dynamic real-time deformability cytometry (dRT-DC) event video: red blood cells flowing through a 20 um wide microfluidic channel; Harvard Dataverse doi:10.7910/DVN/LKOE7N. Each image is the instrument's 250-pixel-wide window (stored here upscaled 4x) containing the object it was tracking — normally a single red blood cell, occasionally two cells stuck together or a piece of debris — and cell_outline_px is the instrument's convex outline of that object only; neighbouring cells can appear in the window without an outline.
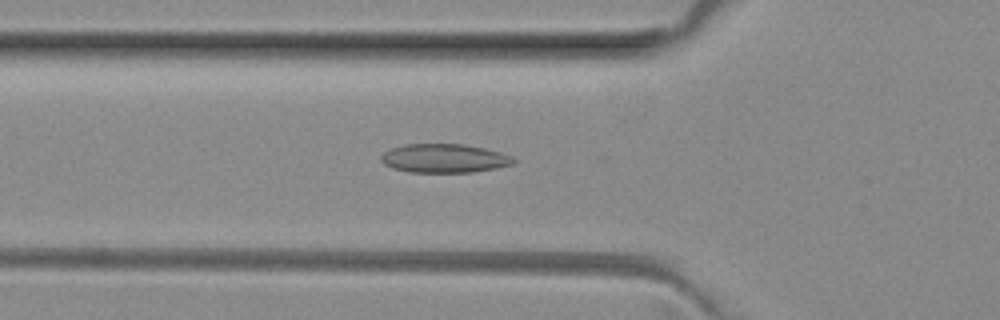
{"species": "common noctule bat (a hibernating species)", "species_latin": "Nyctalus noctula", "temperature_condition": "room temperature", "stored_images_in_passage": 49, "camera_frame_rate_fps": 3000, "um_per_image_px": 0.085, "animal": {"sex": "female", "body_mass_g": 29.2, "forearm_length_mm": 56.3}, "frame": {"image": 1, "passage_image": 16, "time_ms": 5.0, "image_size_px": [1000, 320], "cell_outline_px": [[516, 160], [512, 164], [496, 168], [472, 172], [408, 172], [392, 168], [384, 164], [380, 160], [380, 156], [384, 152], [392, 148], [404, 144], [464, 144], [484, 148], [500, 152], [512, 156]], "centroid_in_image_um": [37.74, 13.45], "position_along_channel_um": 88.1, "area_um2": 22.25}}
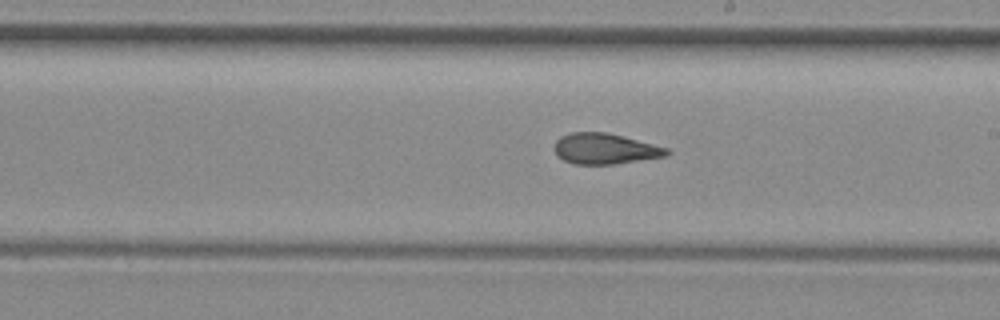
{"frame": {"image": 2, "passage_image": 27, "time_ms": 8.667, "image_size_px": [1000, 320], "cell_outline_px": [[672, 152], [664, 156], [612, 164], [572, 164], [556, 156], [552, 148], [556, 140], [560, 136], [572, 132], [608, 132], [668, 148]], "centroid_in_image_um": [51.35, 12.63], "position_along_channel_um": 237.6, "area_um2": 20.17}}
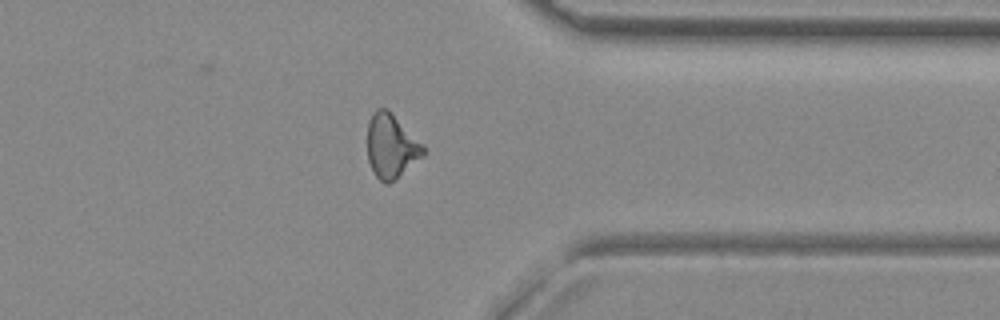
{"frame": {"image": 3, "passage_image": 38, "time_ms": 12.333, "image_size_px": [1000, 320], "cell_outline_px": [[424, 156], [388, 184], [384, 184], [376, 176], [368, 160], [368, 120], [372, 112], [376, 108], [388, 108], [424, 144]], "centroid_in_image_um": [33.26, 12.38], "position_along_channel_um": 378.1, "area_um2": 20.98}, "authors_computed_cell_mechanics": {"area_um2": 20.808, "velocity_mm_per_s": 4.0695, "shape_relaxation_time_tau1_ms": null, "shape_relaxation_time_tau2_ms": 1.7557, "deformation_change_tau1": null, "deformation_change_tau2": 0.0794}}